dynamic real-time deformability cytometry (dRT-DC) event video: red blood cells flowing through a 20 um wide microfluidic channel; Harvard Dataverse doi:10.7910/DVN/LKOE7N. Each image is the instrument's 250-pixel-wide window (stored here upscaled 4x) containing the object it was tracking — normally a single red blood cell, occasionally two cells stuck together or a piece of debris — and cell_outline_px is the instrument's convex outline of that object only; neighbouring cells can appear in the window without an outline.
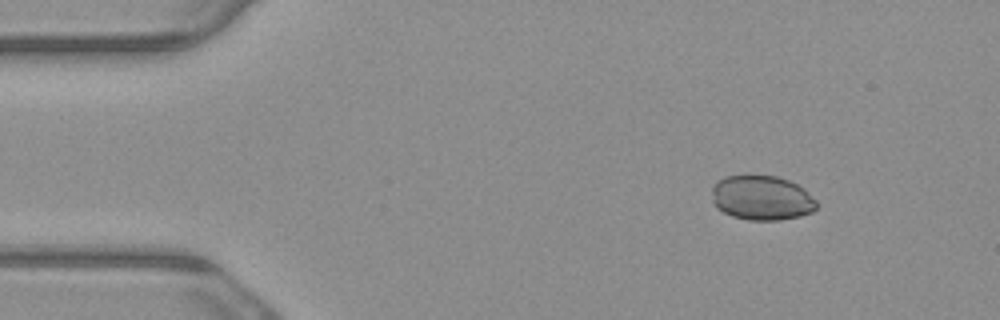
{"species": "common noctule bat (a hibernating species)", "species_latin": "Nyctalus noctula", "temperature_condition": "warm", "stored_images_in_passage": 4, "camera_frame_rate_fps": 3000, "um_per_image_px": 0.085, "animal": {"sex": "male", "body_mass_g": 23.1, "forearm_length_mm": 52.7}, "frame": {"image": 1, "passage_image": 1, "time_ms": 0.0, "image_size_px": [1000, 320], "cell_outline_px": [[816, 208], [812, 212], [800, 216], [780, 220], [748, 220], [732, 216], [716, 208], [712, 200], [712, 188], [716, 180], [724, 176], [776, 176], [788, 180], [804, 188], [816, 200]], "centroid_in_image_um": [64.73, 16.82], "position_along_channel_um": 20.3, "area_um2": 27.34}}
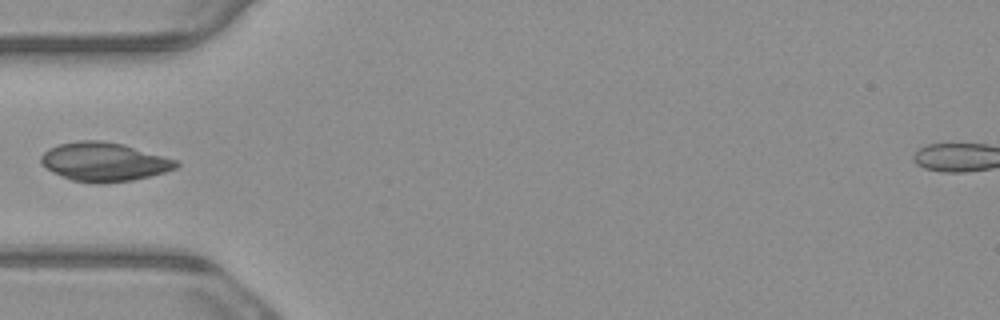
{"frame": {"image": 2, "passage_image": 4, "time_ms": 1.0, "image_size_px": [1000, 320], "cell_outline_px": [[180, 164], [176, 168], [164, 172], [132, 180], [100, 184], [92, 184], [72, 180], [52, 172], [40, 164], [40, 156], [48, 148], [60, 144], [80, 140], [100, 140], [124, 144], [176, 160]], "centroid_in_image_um": [8.8, 13.76], "position_along_channel_um": 76.2, "area_um2": 30.63}}